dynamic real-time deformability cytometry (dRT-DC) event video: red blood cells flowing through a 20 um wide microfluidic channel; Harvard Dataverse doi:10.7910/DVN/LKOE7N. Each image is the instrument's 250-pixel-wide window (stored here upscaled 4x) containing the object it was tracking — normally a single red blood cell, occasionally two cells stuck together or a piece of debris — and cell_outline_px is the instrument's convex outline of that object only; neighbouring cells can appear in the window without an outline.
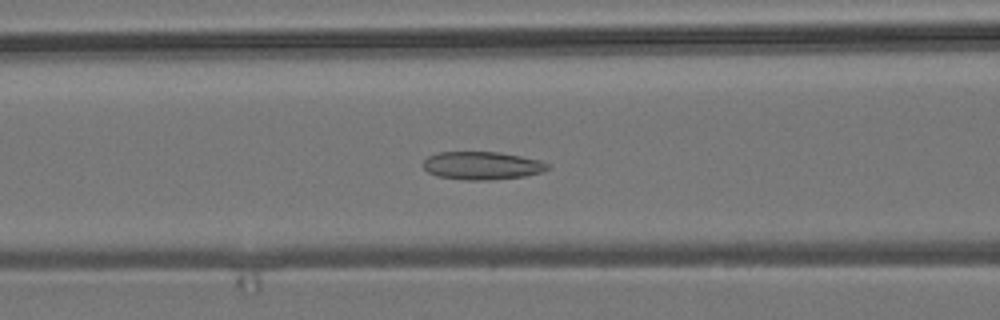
{"species": "common noctule bat (a hibernating species)", "species_latin": "Nyctalus noctula", "temperature_condition": "room temperature", "stored_images_in_passage": 47, "camera_frame_rate_fps": 3000, "um_per_image_px": 0.085, "animal": {"sex": "male", "body_mass_g": 19.2, "forearm_length_mm": 51.8}, "frame": {"image": 1, "passage_image": 22, "time_ms": 7.0, "image_size_px": [1000, 320], "cell_outline_px": [[548, 168], [540, 172], [524, 176], [488, 180], [464, 180], [436, 176], [428, 172], [424, 168], [424, 160], [428, 156], [436, 152], [500, 152], [540, 160], [548, 164]], "centroid_in_image_um": [40.93, 14.07], "position_along_channel_um": 125.7, "area_um2": 20.23}}
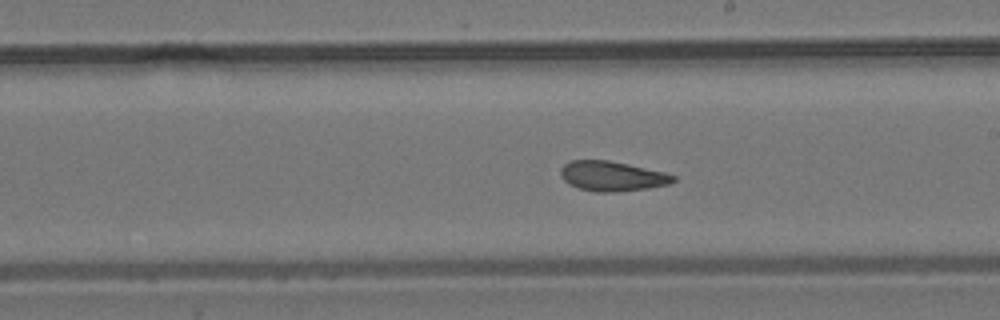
{"frame": {"image": 2, "passage_image": 31, "time_ms": 10.0, "image_size_px": [1000, 320], "cell_outline_px": [[676, 180], [668, 184], [648, 188], [620, 192], [596, 192], [580, 188], [568, 184], [560, 176], [560, 168], [564, 164], [572, 160], [608, 160], [628, 164], [664, 172], [676, 176]], "centroid_in_image_um": [52.01, 14.97], "position_along_channel_um": 237.0, "area_um2": 19.65}}
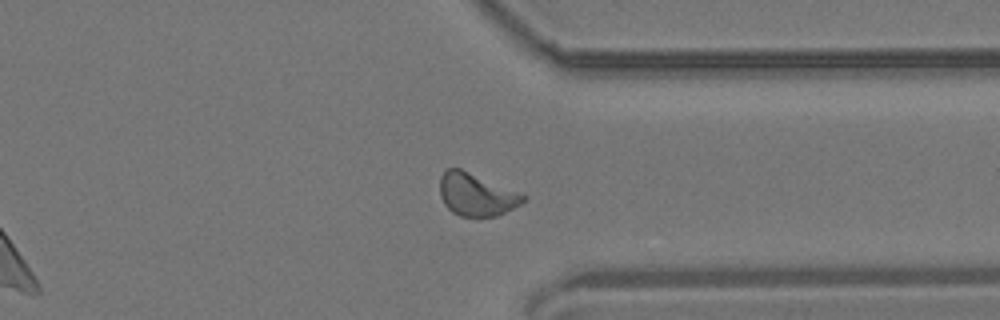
{"frame": {"image": 3, "passage_image": 42, "time_ms": 13.667, "image_size_px": [1000, 320], "cell_outline_px": [[528, 200], [496, 216], [460, 216], [452, 212], [444, 204], [440, 196], [440, 176], [448, 168], [460, 168], [528, 196]], "centroid_in_image_um": [40.48, 16.54], "position_along_channel_um": 370.9, "area_um2": 20.52}, "authors_computed_cell_mechanics": {"area_um2": 20.519, "velocity_mm_per_s": 3.7151, "shape_relaxation_time_tau1_ms": null, "shape_relaxation_time_tau2_ms": 2.5225, "deformation_change_tau1": null, "deformation_change_tau2": 0.0965}}